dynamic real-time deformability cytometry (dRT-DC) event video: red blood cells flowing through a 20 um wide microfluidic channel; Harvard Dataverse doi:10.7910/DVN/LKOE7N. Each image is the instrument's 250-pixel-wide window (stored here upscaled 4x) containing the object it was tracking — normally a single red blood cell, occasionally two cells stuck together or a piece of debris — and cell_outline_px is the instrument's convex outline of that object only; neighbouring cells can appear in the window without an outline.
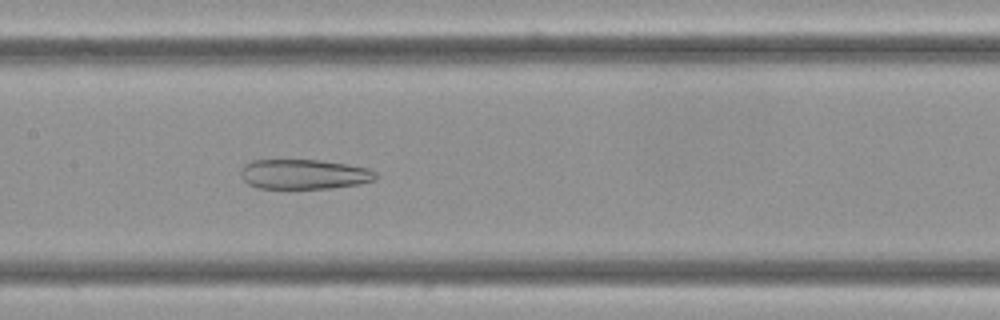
{"species": "Egyptian fruit bat (a non-hibernating species)", "species_latin": "Rousettus aegyptiacus", "temperature_condition": "cold", "stored_images_in_passage": 48, "camera_frame_rate_fps": 3000, "um_per_image_px": 0.085, "frame": {"image": 1, "passage_image": 18, "time_ms": 5.667, "image_size_px": [1000, 320], "cell_outline_px": [[380, 176], [376, 180], [360, 184], [332, 188], [256, 188], [248, 184], [240, 176], [240, 172], [244, 164], [252, 160], [320, 160], [348, 164], [368, 168], [376, 172]], "centroid_in_image_um": [25.87, 14.81], "position_along_channel_um": 181.5, "area_um2": 23.76}}
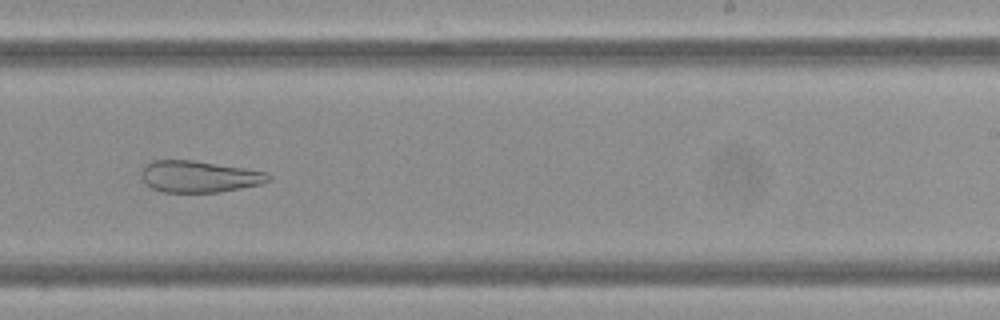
{"frame": {"image": 2, "passage_image": 26, "time_ms": 8.333, "image_size_px": [1000, 320], "cell_outline_px": [[272, 180], [260, 184], [220, 192], [164, 192], [152, 188], [144, 184], [140, 172], [152, 160], [192, 160], [244, 168], [268, 172], [272, 176]], "centroid_in_image_um": [16.94, 15.01], "position_along_channel_um": 272.1, "area_um2": 23.41}}
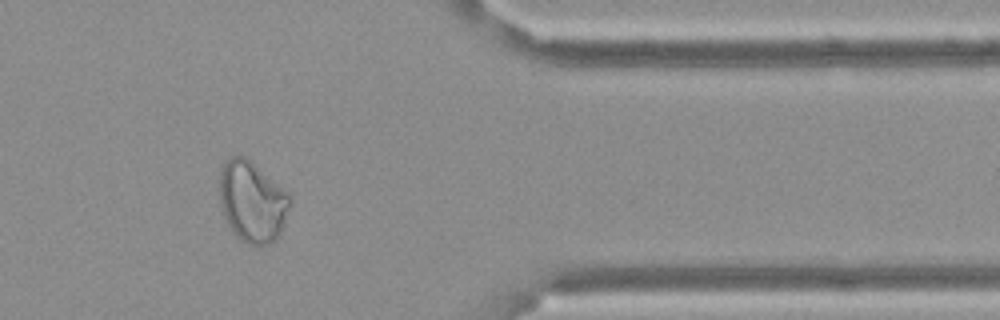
{"frame": {"image": 3, "passage_image": 38, "time_ms": 12.333, "image_size_px": [1000, 320], "cell_outline_px": [[292, 200], [280, 236], [272, 244], [252, 248], [240, 240], [236, 236], [228, 224], [224, 216], [220, 200], [220, 164], [224, 160], [232, 156], [244, 156], [288, 192], [292, 196]], "centroid_in_image_um": [21.45, 17.19], "position_along_channel_um": 389.9, "area_um2": 33.76}}